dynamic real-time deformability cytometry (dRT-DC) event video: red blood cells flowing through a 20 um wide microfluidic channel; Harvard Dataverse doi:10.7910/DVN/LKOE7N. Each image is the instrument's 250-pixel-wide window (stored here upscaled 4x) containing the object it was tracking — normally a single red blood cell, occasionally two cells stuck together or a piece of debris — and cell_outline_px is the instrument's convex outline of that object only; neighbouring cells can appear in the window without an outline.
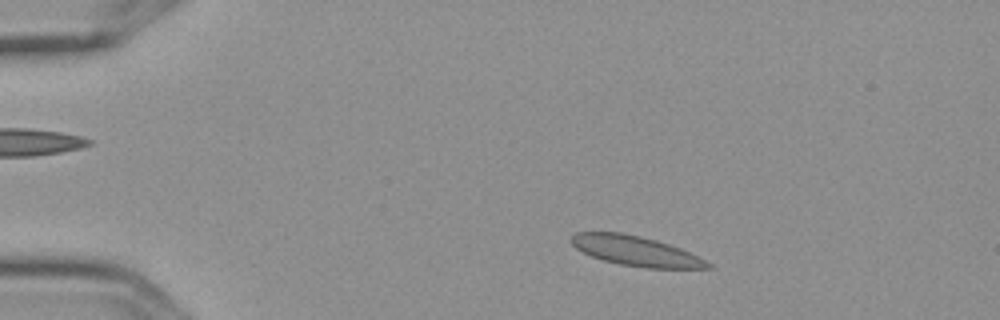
{"species": "Egyptian fruit bat (a non-hibernating species)", "species_latin": "Rousettus aegyptiacus", "temperature_condition": "cold", "stored_images_in_passage": 4, "camera_frame_rate_fps": 3000, "um_per_image_px": 0.085, "frame": {"image": 1, "passage_image": 2, "time_ms": 0.333, "image_size_px": [1000, 320], "cell_outline_px": [[716, 268], [644, 268], [620, 264], [604, 260], [592, 256], [576, 248], [568, 240], [576, 232], [620, 232], [640, 236], [656, 240], [680, 248], [712, 264]], "centroid_in_image_um": [54.02, 21.33], "position_along_channel_um": 31.0, "area_um2": 23.52}}